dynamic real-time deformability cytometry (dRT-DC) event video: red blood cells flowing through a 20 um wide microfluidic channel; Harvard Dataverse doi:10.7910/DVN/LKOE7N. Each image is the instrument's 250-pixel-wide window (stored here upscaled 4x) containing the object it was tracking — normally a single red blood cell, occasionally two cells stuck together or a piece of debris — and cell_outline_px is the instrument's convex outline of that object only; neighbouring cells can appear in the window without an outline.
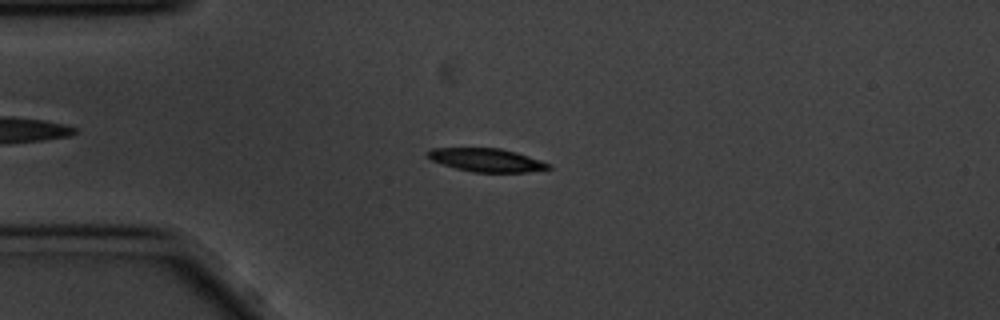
{"species": "common noctule bat (a hibernating species)", "species_latin": "Nyctalus noctula", "temperature_condition": "cold", "stored_images_in_passage": 57, "camera_frame_rate_fps": 3000, "um_per_image_px": 0.085, "animal": {"sex": "male", "body_mass_g": 20.1, "forearm_length_mm": 53.5}, "frame": {"image": 1, "passage_image": 13, "time_ms": 4.0, "image_size_px": [1000, 320], "cell_outline_px": [[552, 168], [524, 172], [472, 172], [456, 168], [432, 160], [428, 156], [428, 152], [432, 148], [500, 148], [516, 152], [552, 164]], "centroid_in_image_um": [41.39, 13.6], "position_along_channel_um": 43.6, "area_um2": 16.18}}
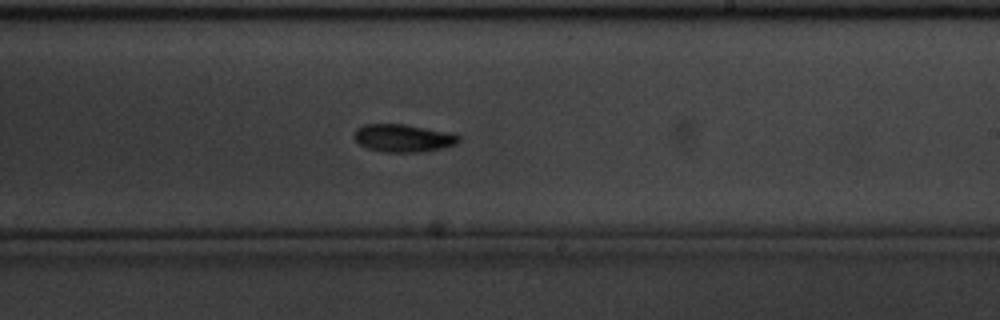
{"frame": {"image": 2, "passage_image": 33, "time_ms": 10.667, "image_size_px": [1000, 320], "cell_outline_px": [[460, 140], [456, 144], [440, 148], [416, 152], [384, 152], [364, 148], [352, 136], [356, 128], [364, 124], [404, 124], [452, 132], [460, 136]], "centroid_in_image_um": [34.24, 11.73], "position_along_channel_um": 254.8, "area_um2": 17.05}}
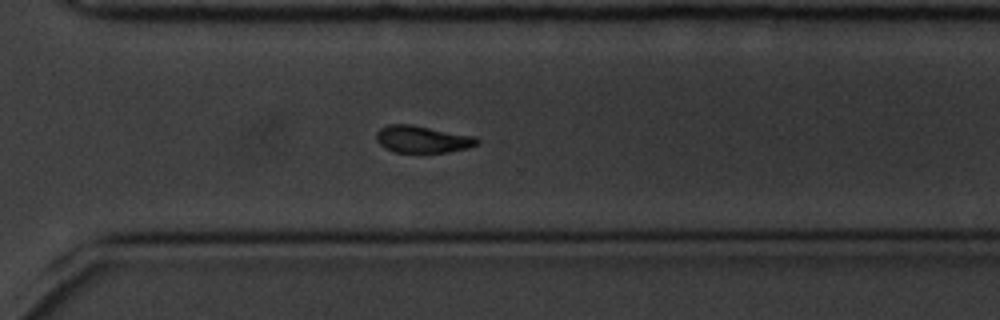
{"frame": {"image": 3, "passage_image": 40, "time_ms": 13.0, "image_size_px": [1000, 320], "cell_outline_px": [[480, 140], [476, 144], [468, 148], [448, 152], [396, 152], [384, 148], [376, 140], [376, 132], [380, 128], [388, 124], [412, 124], [476, 136]], "centroid_in_image_um": [35.9, 11.82], "position_along_channel_um": 334.7, "area_um2": 16.01}, "authors_computed_cell_mechanics": {"area_um2": 16.5886, "velocity_mm_per_s": 3.4352, "shape_relaxation_time_tau1_ms": 4.1497, "shape_relaxation_time_tau2_ms": null, "deformation_change_tau1": 0.1281, "deformation_change_tau2": null}}